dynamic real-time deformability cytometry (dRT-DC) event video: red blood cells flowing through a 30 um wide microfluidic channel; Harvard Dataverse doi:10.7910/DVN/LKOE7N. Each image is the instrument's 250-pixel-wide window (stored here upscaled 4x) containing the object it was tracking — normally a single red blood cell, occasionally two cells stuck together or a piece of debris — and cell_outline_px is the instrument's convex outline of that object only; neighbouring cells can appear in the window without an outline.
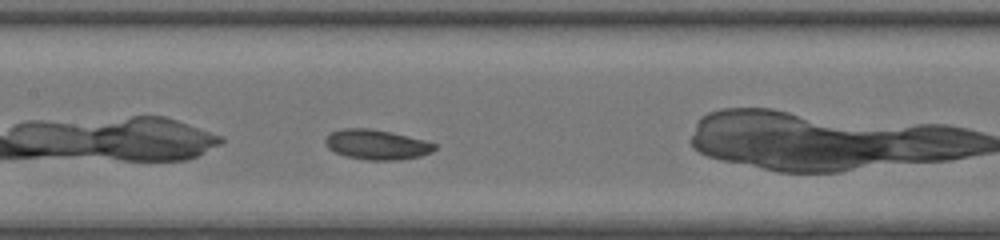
{"species": "common noctule bat (a hibernating species)", "species_latin": "Nyctalus noctula", "temperature_condition": "room temperature", "stored_images_in_passage": 28, "camera_frame_rate_fps": 3000, "um_per_image_px": 0.085, "animal": {"sex": "female", "body_mass_g": 20.0, "forearm_length_mm": 54.0}, "frame": {"image": 1, "passage_image": 9, "time_ms": 2.667, "image_size_px": [1000, 240], "cell_outline_px": [[436, 148], [432, 152], [420, 156], [400, 160], [368, 160], [344, 156], [328, 148], [324, 140], [332, 132], [344, 128], [368, 128], [392, 132], [424, 140], [436, 144]], "centroid_in_image_um": [32.03, 12.29], "position_along_channel_um": 175.4, "area_um2": 19.02}, "authors_computed_cell_mechanics": {"area_um2": 18.5827, "velocity_mm_per_s": 4.116, "shape_relaxation_time_tau1_ms": 2.6734, "shape_relaxation_time_tau2_ms": 3.7448, "deformation_change_tau1": 0.0808, "deformation_change_tau2": 0.0953}}